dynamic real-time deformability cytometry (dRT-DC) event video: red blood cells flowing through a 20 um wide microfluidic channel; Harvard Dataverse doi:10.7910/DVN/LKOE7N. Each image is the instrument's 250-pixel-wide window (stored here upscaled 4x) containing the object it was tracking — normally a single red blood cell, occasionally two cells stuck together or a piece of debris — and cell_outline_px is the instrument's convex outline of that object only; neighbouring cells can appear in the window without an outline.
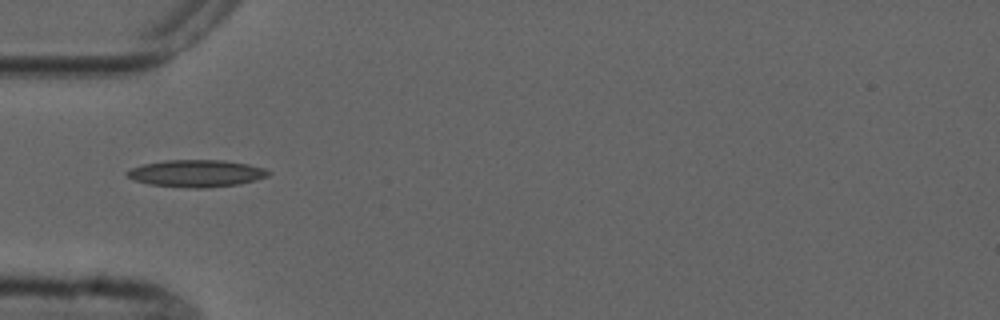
{"species": "common noctule bat (a hibernating species)", "species_latin": "Nyctalus noctula", "temperature_condition": "cold", "stored_images_in_passage": 6, "camera_frame_rate_fps": 3000, "um_per_image_px": 0.085, "animal": {"sex": "male", "forearm_length_mm": 52.5}, "frame": {"image": 1, "passage_image": 4, "time_ms": 4.333, "image_size_px": [1000, 320], "cell_outline_px": [[272, 172], [268, 176], [256, 180], [240, 184], [208, 188], [192, 188], [148, 184], [124, 176], [124, 172], [132, 168], [144, 164], [164, 160], [224, 160], [248, 164], [264, 168]], "centroid_in_image_um": [16.7, 14.74], "position_along_channel_um": 68.3, "area_um2": 22.48}}
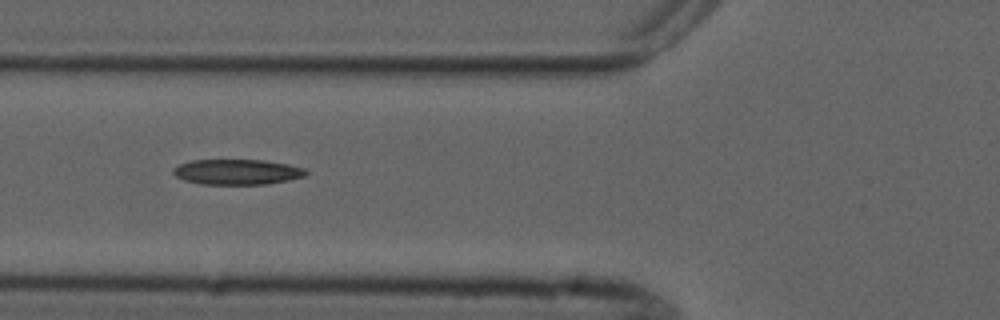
{"frame": {"image": 2, "passage_image": 5, "time_ms": 5.333, "image_size_px": [1000, 320], "cell_outline_px": [[308, 172], [304, 176], [288, 180], [264, 184], [200, 184], [184, 180], [176, 176], [172, 172], [172, 168], [180, 164], [192, 160], [264, 160], [288, 164], [304, 168]], "centroid_in_image_um": [20.13, 14.61], "position_along_channel_um": 105.7, "area_um2": 19.54}}
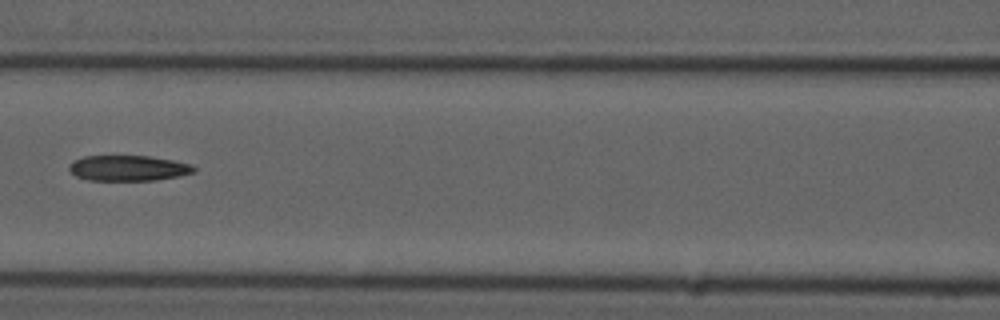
{"frame": {"image": 3, "passage_image": 6, "time_ms": 6.667, "image_size_px": [1000, 320], "cell_outline_px": [[196, 172], [156, 180], [88, 180], [76, 176], [68, 168], [72, 160], [84, 156], [148, 156], [172, 160], [192, 164], [196, 168]], "centroid_in_image_um": [10.89, 14.28], "position_along_channel_um": 155.7, "area_um2": 18.5}}